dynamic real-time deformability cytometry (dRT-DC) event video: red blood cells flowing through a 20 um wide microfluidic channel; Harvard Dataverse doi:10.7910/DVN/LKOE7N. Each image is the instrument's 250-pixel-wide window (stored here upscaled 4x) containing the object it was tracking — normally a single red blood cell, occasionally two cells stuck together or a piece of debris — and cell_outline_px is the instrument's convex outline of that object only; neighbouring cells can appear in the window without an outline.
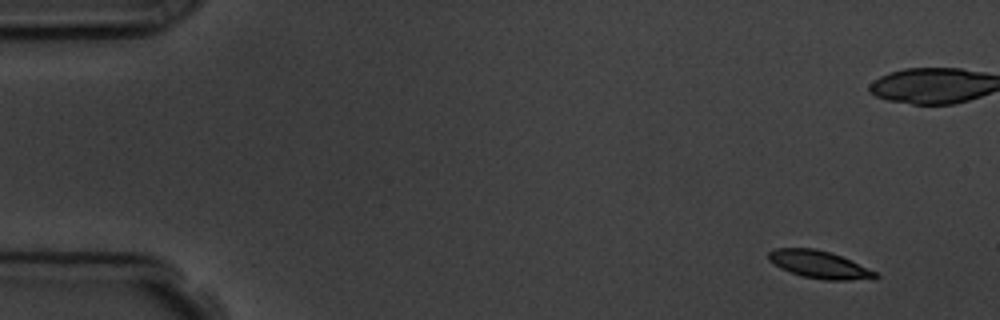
{"species": "common noctule bat (a hibernating species)", "species_latin": "Nyctalus noctula", "temperature_condition": "room temperature", "stored_images_in_passage": 17, "camera_frame_rate_fps": 3000, "um_per_image_px": 0.085, "animal": {"sex": "male", "body_mass_g": 19.5, "forearm_length_mm": 54.6}, "frame": {"image": 1, "passage_image": 1, "time_ms": 0.0, "image_size_px": [1000, 320], "cell_outline_px": [[880, 276], [876, 280], [824, 280], [804, 276], [780, 268], [768, 260], [768, 252], [776, 248], [812, 248], [828, 252], [840, 256], [876, 272]], "centroid_in_image_um": [69.66, 22.5], "position_along_channel_um": 15.3, "area_um2": 16.99}, "authors_computed_cell_mechanics": {"area_um2": 17.4556, "velocity_mm_per_s": 3.7214, "shape_relaxation_time_tau1_ms": 1.4805, "shape_relaxation_time_tau2_ms": null, "deformation_change_tau1": 0.0738, "deformation_change_tau2": null}}